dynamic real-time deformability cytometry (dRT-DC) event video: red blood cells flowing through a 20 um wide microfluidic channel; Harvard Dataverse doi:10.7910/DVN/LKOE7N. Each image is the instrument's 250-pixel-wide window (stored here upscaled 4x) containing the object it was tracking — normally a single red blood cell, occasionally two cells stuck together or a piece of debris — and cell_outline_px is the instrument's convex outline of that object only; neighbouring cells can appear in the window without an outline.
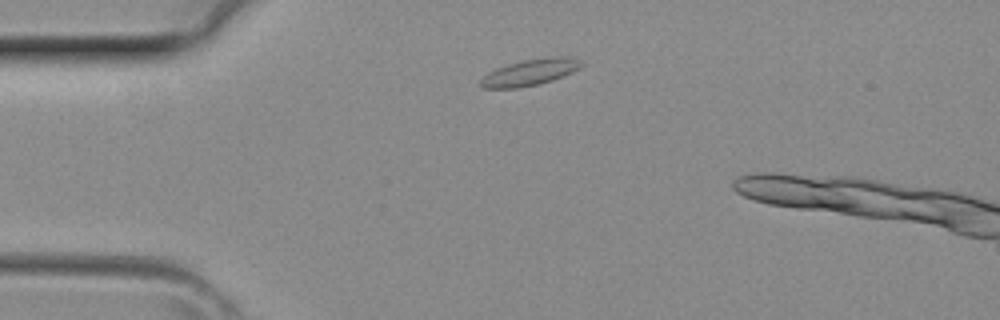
{"species": "common noctule bat (a hibernating species)", "species_latin": "Nyctalus noctula", "temperature_condition": "room temperature", "stored_images_in_passage": 3, "camera_frame_rate_fps": 3000, "um_per_image_px": 0.085, "animal": {"sex": "female", "body_mass_g": 29.2, "forearm_length_mm": 56.3}, "frame": {"image": 1, "passage_image": 3, "time_ms": 0.667, "image_size_px": [1000, 320], "cell_outline_px": [[584, 64], [580, 68], [572, 72], [552, 80], [540, 84], [516, 88], [484, 88], [480, 84], [480, 80], [488, 72], [496, 68], [508, 64], [524, 60], [548, 56], [572, 56], [580, 60]], "centroid_in_image_um": [45.09, 6.13], "position_along_channel_um": 39.9, "area_um2": 15.55}}